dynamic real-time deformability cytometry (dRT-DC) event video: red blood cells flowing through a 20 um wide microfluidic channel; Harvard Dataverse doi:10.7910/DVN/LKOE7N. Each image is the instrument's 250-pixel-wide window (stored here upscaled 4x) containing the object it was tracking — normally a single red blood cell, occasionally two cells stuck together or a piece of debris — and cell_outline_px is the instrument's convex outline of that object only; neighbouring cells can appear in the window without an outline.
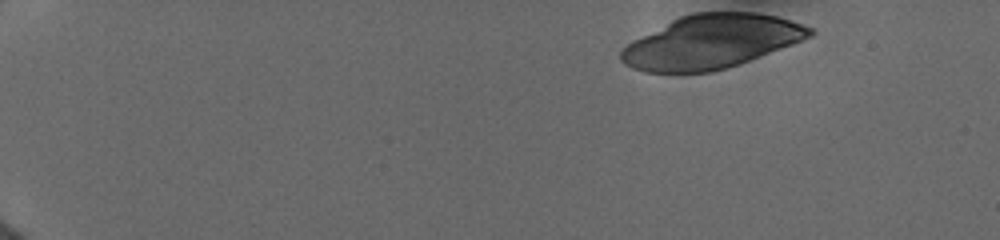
{"species": "human", "species_latin": "Homo sapiens", "temperature_condition": "cold", "stored_images_in_passage": 4, "camera_frame_rate_fps": 3000, "um_per_image_px": 0.085, "donor": {"sex": "female"}, "frame": {"image": 1, "passage_image": 1, "time_ms": 0.0, "image_size_px": [1000, 240], "cell_outline_px": [[816, 32], [812, 36], [792, 44], [748, 60], [724, 68], [708, 72], [644, 72], [632, 68], [624, 64], [620, 60], [620, 52], [632, 40], [680, 16], [696, 12], [756, 12], [776, 16], [812, 28]], "centroid_in_image_um": [60.43, 3.54], "position_along_channel_um": 24.6, "area_um2": 58.32}}